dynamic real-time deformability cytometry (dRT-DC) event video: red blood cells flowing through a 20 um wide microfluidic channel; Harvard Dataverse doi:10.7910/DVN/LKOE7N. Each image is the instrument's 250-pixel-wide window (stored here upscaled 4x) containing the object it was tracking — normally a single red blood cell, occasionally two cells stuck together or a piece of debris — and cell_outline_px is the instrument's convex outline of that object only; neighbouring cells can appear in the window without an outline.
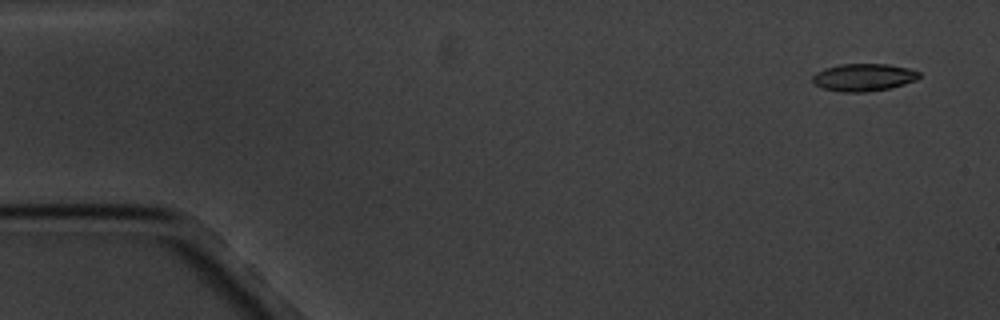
{"species": "common noctule bat (a hibernating species)", "species_latin": "Nyctalus noctula", "temperature_condition": "cold", "stored_images_in_passage": 4, "camera_frame_rate_fps": 3000, "um_per_image_px": 0.085, "animal": {"sex": "male", "body_mass_g": 20.1, "forearm_length_mm": 53.5}, "frame": {"image": 1, "passage_image": 1, "time_ms": 0.0, "image_size_px": [1000, 320], "cell_outline_px": [[920, 76], [916, 80], [904, 84], [888, 88], [868, 92], [840, 92], [824, 88], [812, 84], [812, 76], [816, 72], [824, 68], [840, 64], [888, 64], [908, 68], [920, 72]], "centroid_in_image_um": [73.37, 6.57], "position_along_channel_um": 11.6, "area_um2": 17.17}}
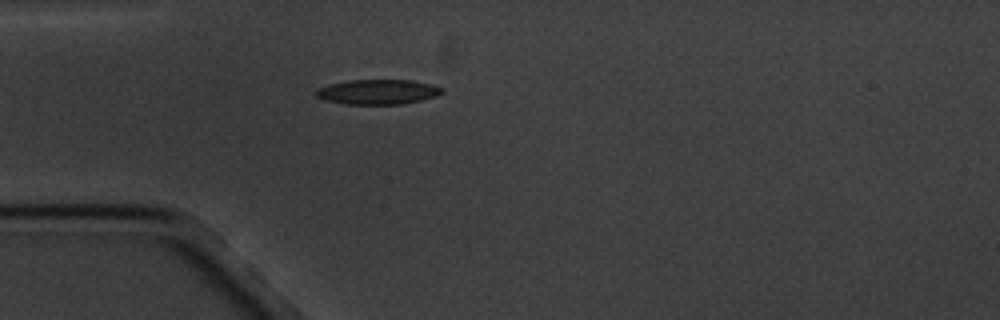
{"frame": {"image": 2, "passage_image": 4, "time_ms": 4.333, "image_size_px": [1000, 320], "cell_outline_px": [[444, 92], [436, 96], [420, 100], [400, 104], [344, 104], [324, 100], [316, 96], [312, 92], [316, 88], [348, 80], [408, 80], [428, 84], [444, 88]], "centroid_in_image_um": [32.05, 7.81], "position_along_channel_um": 52.9, "area_um2": 18.21}}